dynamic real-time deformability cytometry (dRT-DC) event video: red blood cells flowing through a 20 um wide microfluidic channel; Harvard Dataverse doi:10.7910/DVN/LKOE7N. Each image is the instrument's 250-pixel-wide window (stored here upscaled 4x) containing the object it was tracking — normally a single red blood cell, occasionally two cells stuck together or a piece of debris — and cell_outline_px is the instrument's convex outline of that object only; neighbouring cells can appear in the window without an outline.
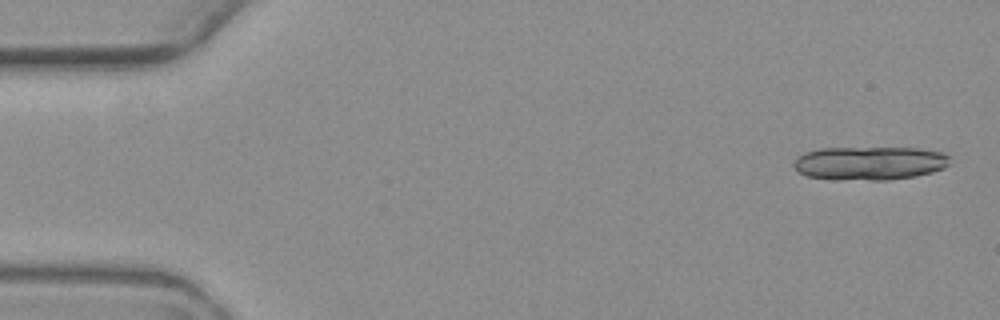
{"species": "common noctule bat (a hibernating species)", "species_latin": "Nyctalus noctula", "temperature_condition": "warm", "stored_images_in_passage": 6, "camera_frame_rate_fps": 3000, "um_per_image_px": 0.085, "animal": {"sex": "female", "body_mass_g": 19.3, "forearm_length_mm": 54.1}, "frame": {"image": 1, "passage_image": 1, "time_ms": 0.0, "image_size_px": [1000, 320], "cell_outline_px": [[952, 156], [948, 164], [944, 168], [932, 172], [916, 176], [888, 180], [868, 180], [808, 176], [800, 172], [792, 164], [796, 156], [804, 152], [820, 148], [916, 148], [944, 152]], "centroid_in_image_um": [73.97, 13.85], "position_along_channel_um": 11.0, "area_um2": 30.46}}